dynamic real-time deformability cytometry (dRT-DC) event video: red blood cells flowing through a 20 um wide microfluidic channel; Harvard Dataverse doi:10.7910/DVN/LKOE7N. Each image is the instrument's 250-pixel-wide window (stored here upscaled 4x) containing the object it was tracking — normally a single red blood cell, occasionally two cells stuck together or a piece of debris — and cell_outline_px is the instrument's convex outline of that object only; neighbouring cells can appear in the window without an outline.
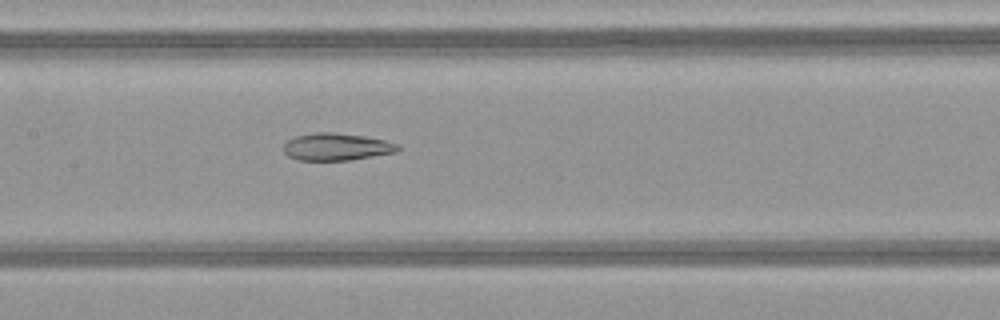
{"species": "common noctule bat (a hibernating species)", "species_latin": "Nyctalus noctula", "temperature_condition": "warm", "stored_images_in_passage": 34, "camera_frame_rate_fps": 3000, "um_per_image_px": 0.085, "animal": {"sex": "female", "body_mass_g": 21.9}, "frame": {"image": 1, "passage_image": 14, "time_ms": 4.333, "image_size_px": [1000, 320], "cell_outline_px": [[400, 148], [396, 152], [348, 160], [300, 160], [288, 156], [284, 152], [284, 144], [288, 140], [296, 136], [316, 132], [332, 132], [364, 136], [384, 140], [400, 144]], "centroid_in_image_um": [28.61, 12.47], "position_along_channel_um": 178.8, "area_um2": 18.03}}
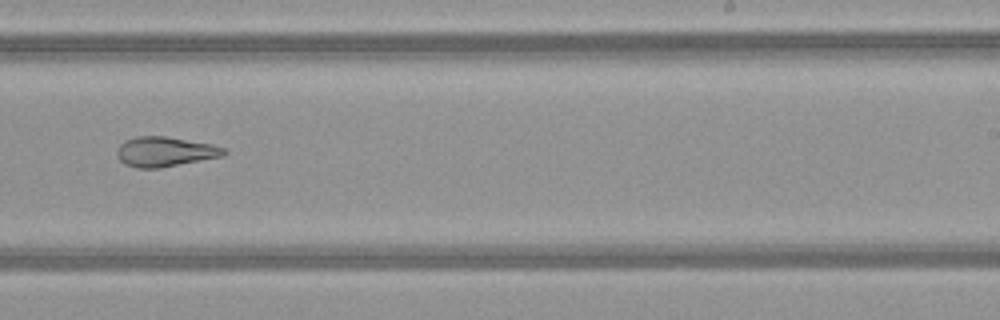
{"frame": {"image": 2, "passage_image": 21, "time_ms": 6.667, "image_size_px": [1000, 320], "cell_outline_px": [[228, 152], [224, 156], [160, 168], [136, 168], [124, 164], [116, 156], [116, 152], [120, 144], [124, 140], [136, 136], [164, 136], [212, 144], [228, 148]], "centroid_in_image_um": [14.04, 12.89], "position_along_channel_um": 275.0, "area_um2": 18.84}}
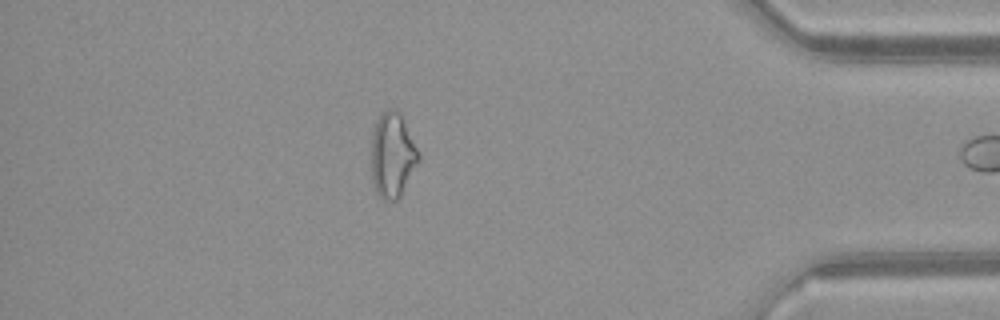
{"frame": {"image": 3, "passage_image": 33, "time_ms": 10.667, "image_size_px": [1000, 320], "cell_outline_px": [[420, 160], [400, 196], [396, 200], [384, 200], [376, 192], [372, 180], [372, 132], [376, 120], [388, 108], [396, 108], [400, 112], [420, 152]], "centroid_in_image_um": [33.37, 13.16], "position_along_channel_um": 401.8, "area_um2": 23.47}}